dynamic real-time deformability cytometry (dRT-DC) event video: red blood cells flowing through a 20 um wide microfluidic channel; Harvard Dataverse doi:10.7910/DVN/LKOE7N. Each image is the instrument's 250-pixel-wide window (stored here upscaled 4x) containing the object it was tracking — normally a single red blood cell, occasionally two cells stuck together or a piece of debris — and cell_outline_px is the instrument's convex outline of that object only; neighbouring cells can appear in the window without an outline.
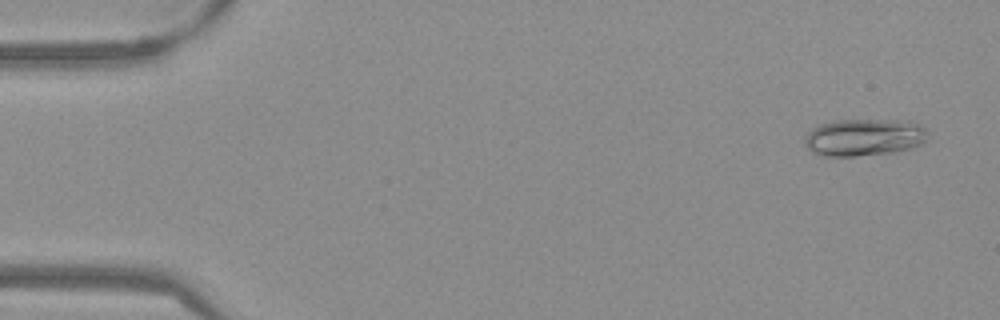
{"species": "Egyptian fruit bat (a non-hibernating species)", "species_latin": "Rousettus aegyptiacus", "temperature_condition": "warm", "stored_images_in_passage": 17, "camera_frame_rate_fps": 3000, "um_per_image_px": 0.085, "frame": {"image": 1, "passage_image": 3, "time_ms": 0.667, "image_size_px": [1000, 320], "cell_outline_px": [[928, 140], [924, 144], [912, 148], [896, 152], [856, 156], [820, 156], [812, 152], [804, 144], [804, 136], [816, 124], [836, 120], [908, 120], [920, 124], [928, 132]], "centroid_in_image_um": [73.46, 11.67], "position_along_channel_um": 11.5, "area_um2": 27.34}}